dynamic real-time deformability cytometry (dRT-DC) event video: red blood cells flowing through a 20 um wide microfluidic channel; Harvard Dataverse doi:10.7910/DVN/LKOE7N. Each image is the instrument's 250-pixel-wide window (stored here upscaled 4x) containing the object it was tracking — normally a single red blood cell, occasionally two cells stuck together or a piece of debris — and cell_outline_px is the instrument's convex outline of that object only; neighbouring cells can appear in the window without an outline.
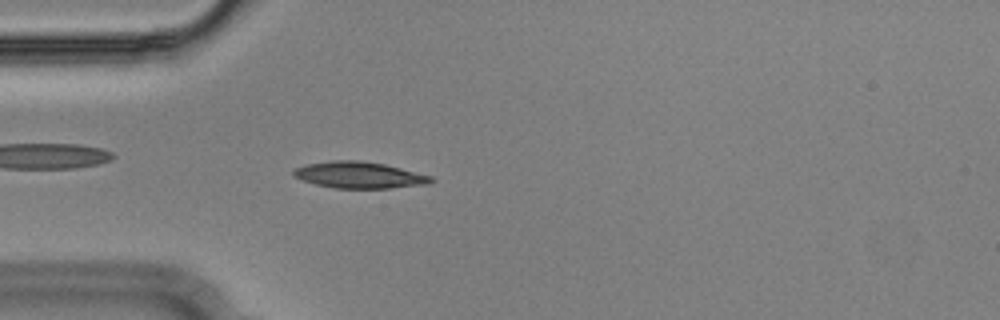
{"species": "Egyptian fruit bat (a non-hibernating species)", "species_latin": "Rousettus aegyptiacus", "temperature_condition": "cold", "stored_images_in_passage": 54, "segment_of_instrument_passage": [1, 2], "camera_frame_rate_fps": 3000, "um_per_image_px": 0.085, "animal": {"sex": "male"}, "frame": {"image": 1, "passage_image": 15, "time_ms": 4.667, "image_size_px": [1000, 320], "cell_outline_px": [[436, 180], [428, 184], [388, 188], [336, 188], [316, 184], [292, 176], [292, 172], [296, 168], [308, 164], [332, 160], [360, 160], [384, 164], [432, 176]], "centroid_in_image_um": [30.55, 14.87], "position_along_channel_um": 54.4, "area_um2": 21.04}}
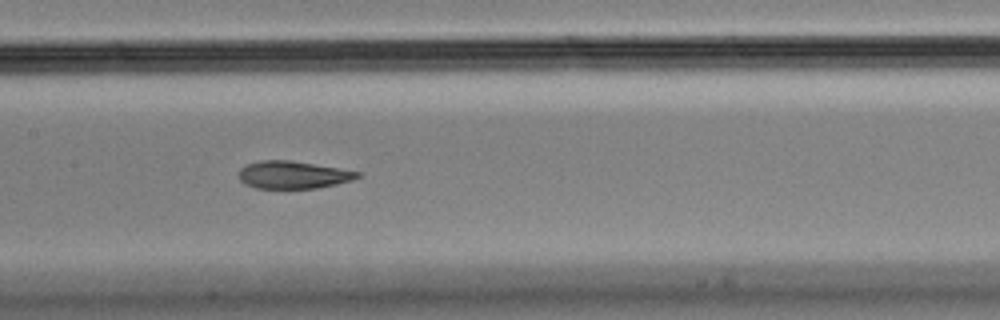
{"frame": {"image": 2, "passage_image": 26, "time_ms": 8.333, "image_size_px": [1000, 320], "cell_outline_px": [[360, 176], [352, 180], [336, 184], [316, 188], [256, 188], [244, 184], [240, 180], [240, 168], [248, 164], [260, 160], [292, 160], [360, 172]], "centroid_in_image_um": [24.89, 14.86], "position_along_channel_um": 182.5, "area_um2": 18.9}}
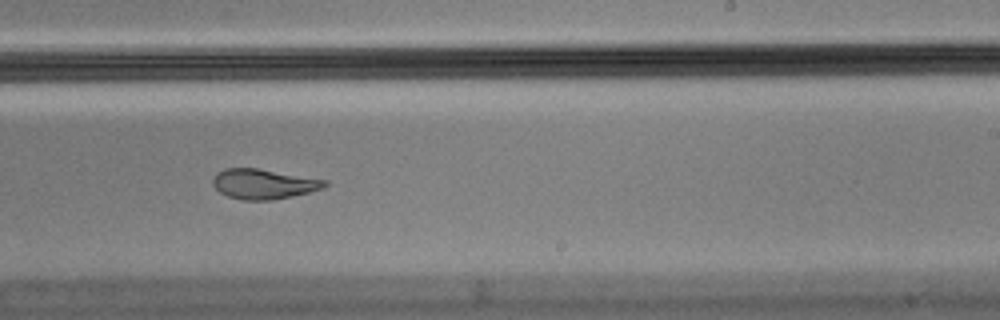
{"frame": {"image": 3, "passage_image": 33, "time_ms": 10.667, "image_size_px": [1000, 320], "cell_outline_px": [[328, 184], [324, 188], [292, 196], [272, 200], [244, 200], [228, 196], [220, 192], [212, 184], [212, 180], [216, 172], [224, 168], [256, 168], [328, 180]], "centroid_in_image_um": [22.4, 15.63], "position_along_channel_um": 266.6, "area_um2": 19.54}}